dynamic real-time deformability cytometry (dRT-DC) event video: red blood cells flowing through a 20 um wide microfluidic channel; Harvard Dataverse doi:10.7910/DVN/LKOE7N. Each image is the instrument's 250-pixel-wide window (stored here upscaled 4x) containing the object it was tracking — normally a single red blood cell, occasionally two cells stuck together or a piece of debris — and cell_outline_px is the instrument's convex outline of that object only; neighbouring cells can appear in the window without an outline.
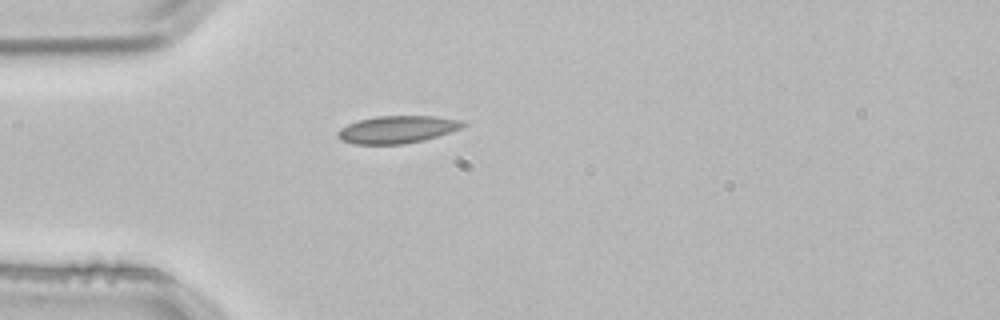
{"species": "common noctule bat (a hibernating species)", "species_latin": "Nyctalus noctula", "temperature_condition": "room temperature", "stored_images_in_passage": 1, "camera_frame_rate_fps": 3000, "um_per_image_px": 0.085, "animal": {"sex": "male", "body_mass_g": 21.5, "forearm_length_mm": 52.0}, "frame": {"image": 1, "passage_image": 1, "time_ms": 0.0, "image_size_px": [1000, 320], "cell_outline_px": [[468, 124], [460, 128], [424, 140], [404, 144], [356, 144], [340, 140], [336, 136], [336, 132], [340, 128], [356, 120], [376, 116], [436, 116], [460, 120]], "centroid_in_image_um": [33.71, 11.0], "position_along_channel_um": 51.3, "area_um2": 20.06}}